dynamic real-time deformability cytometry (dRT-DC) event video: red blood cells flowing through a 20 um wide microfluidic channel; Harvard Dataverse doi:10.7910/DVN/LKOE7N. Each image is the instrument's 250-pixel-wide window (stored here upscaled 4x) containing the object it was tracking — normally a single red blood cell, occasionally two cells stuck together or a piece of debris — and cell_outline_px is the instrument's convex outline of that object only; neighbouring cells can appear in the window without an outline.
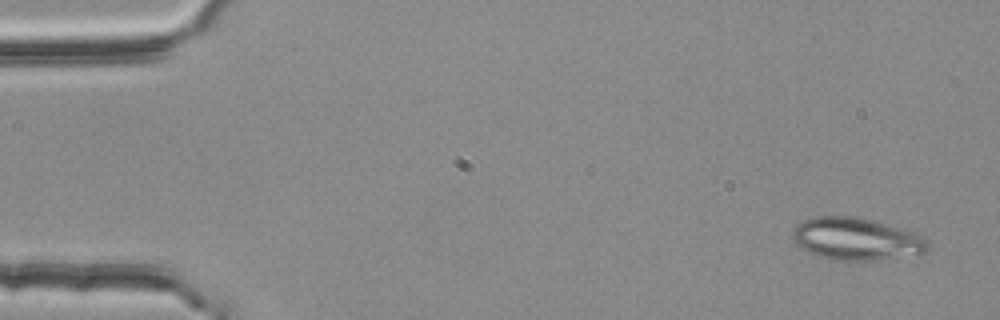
{"species": "common noctule bat (a hibernating species)", "species_latin": "Nyctalus noctula", "temperature_condition": "room temperature", "stored_images_in_passage": 6, "camera_frame_rate_fps": 3000, "um_per_image_px": 0.085, "animal": {"sex": "female", "body_mass_g": 25.1}, "frame": {"image": 1, "passage_image": 1, "time_ms": 0.0, "image_size_px": [1000, 320], "cell_outline_px": [[928, 252], [916, 256], [880, 260], [832, 260], [808, 252], [796, 244], [792, 236], [792, 228], [796, 224], [804, 220], [816, 216], [852, 216], [876, 220], [916, 232], [924, 236], [928, 240]], "centroid_in_image_um": [72.85, 20.31], "position_along_channel_um": 12.1, "area_um2": 34.16}}